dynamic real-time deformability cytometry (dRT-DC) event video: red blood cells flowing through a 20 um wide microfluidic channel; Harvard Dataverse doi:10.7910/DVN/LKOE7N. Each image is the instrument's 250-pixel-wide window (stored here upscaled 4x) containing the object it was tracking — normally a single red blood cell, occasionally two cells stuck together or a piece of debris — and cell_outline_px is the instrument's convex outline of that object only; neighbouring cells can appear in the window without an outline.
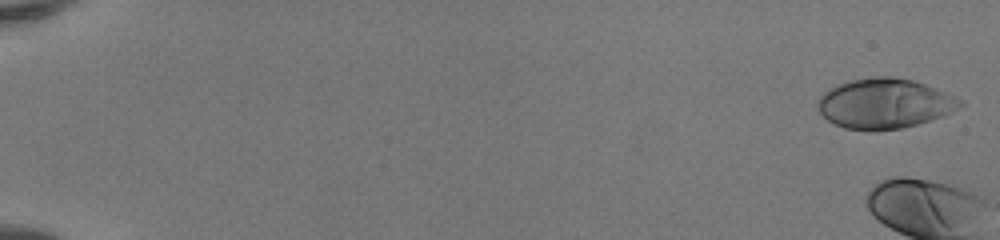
{"species": "human", "species_latin": "Homo sapiens", "temperature_condition": "room temperature", "stored_images_in_passage": 8, "camera_frame_rate_fps": 3000, "um_per_image_px": 0.085, "donor": {"sex": "female"}, "frame": {"image": 1, "passage_image": 1, "time_ms": 0.0, "image_size_px": [1000, 240], "cell_outline_px": [[964, 104], [952, 112], [944, 116], [916, 124], [900, 128], [872, 132], [868, 132], [844, 128], [828, 120], [820, 112], [820, 96], [824, 92], [840, 84], [852, 80], [876, 76], [892, 76], [912, 80], [936, 88], [964, 100]], "centroid_in_image_um": [75.23, 8.81], "position_along_channel_um": 9.8, "area_um2": 41.33}}